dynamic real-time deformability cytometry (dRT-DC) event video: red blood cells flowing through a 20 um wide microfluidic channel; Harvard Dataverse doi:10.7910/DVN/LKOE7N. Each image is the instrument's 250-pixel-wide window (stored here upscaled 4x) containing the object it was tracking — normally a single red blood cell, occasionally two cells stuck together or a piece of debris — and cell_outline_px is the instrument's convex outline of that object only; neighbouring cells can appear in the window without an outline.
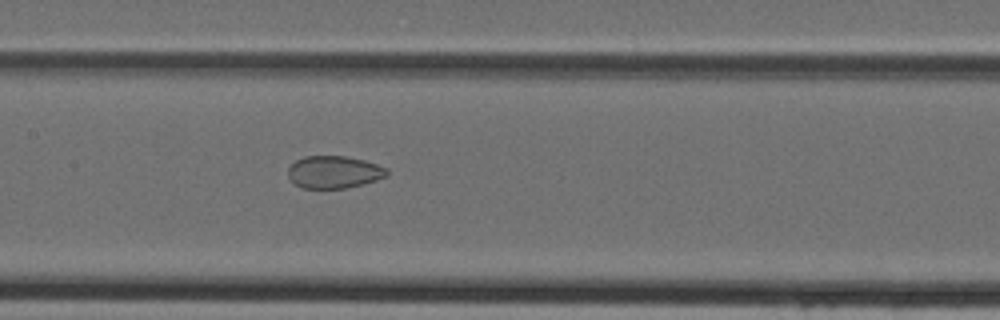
{"species": "Egyptian fruit bat (a non-hibernating species)", "species_latin": "Rousettus aegyptiacus", "temperature_condition": "cold", "stored_images_in_passage": 45, "camera_frame_rate_fps": 3000, "um_per_image_px": 0.085, "animal": {"sex": "female"}, "frame": {"image": 1, "passage_image": 22, "time_ms": 7.0, "image_size_px": [1000, 320], "cell_outline_px": [[388, 176], [376, 180], [344, 188], [300, 188], [288, 176], [288, 168], [296, 160], [304, 156], [344, 156], [364, 160], [388, 168]], "centroid_in_image_um": [28.39, 14.62], "position_along_channel_um": 179.0, "area_um2": 18.55}}
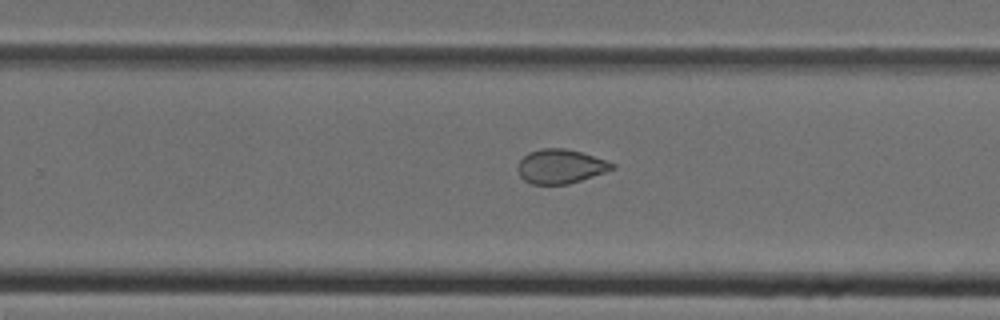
{"frame": {"image": 2, "passage_image": 29, "time_ms": 9.333, "image_size_px": [1000, 320], "cell_outline_px": [[616, 168], [568, 184], [532, 184], [524, 180], [520, 176], [516, 168], [520, 160], [528, 152], [540, 148], [564, 148], [580, 152], [616, 164]], "centroid_in_image_um": [47.6, 14.14], "position_along_channel_um": 282.2, "area_um2": 18.67}}
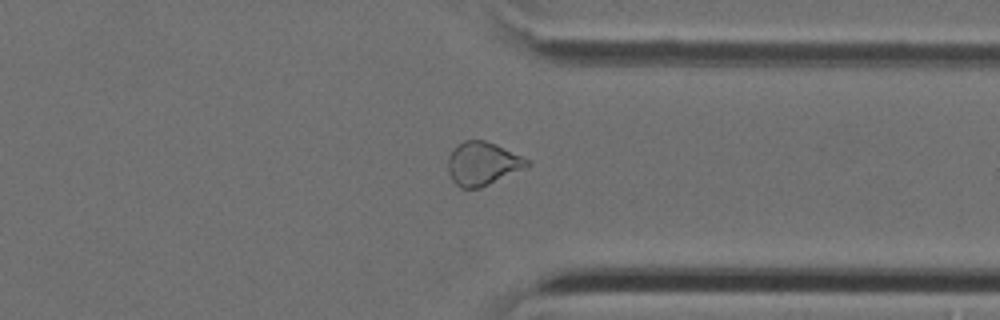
{"frame": {"image": 3, "passage_image": 35, "time_ms": 11.333, "image_size_px": [1000, 320], "cell_outline_px": [[532, 164], [480, 188], [460, 188], [452, 180], [448, 172], [448, 156], [452, 148], [456, 144], [464, 140], [484, 140], [496, 144], [532, 160]], "centroid_in_image_um": [41.0, 13.88], "position_along_channel_um": 370.4, "area_um2": 20.11}}